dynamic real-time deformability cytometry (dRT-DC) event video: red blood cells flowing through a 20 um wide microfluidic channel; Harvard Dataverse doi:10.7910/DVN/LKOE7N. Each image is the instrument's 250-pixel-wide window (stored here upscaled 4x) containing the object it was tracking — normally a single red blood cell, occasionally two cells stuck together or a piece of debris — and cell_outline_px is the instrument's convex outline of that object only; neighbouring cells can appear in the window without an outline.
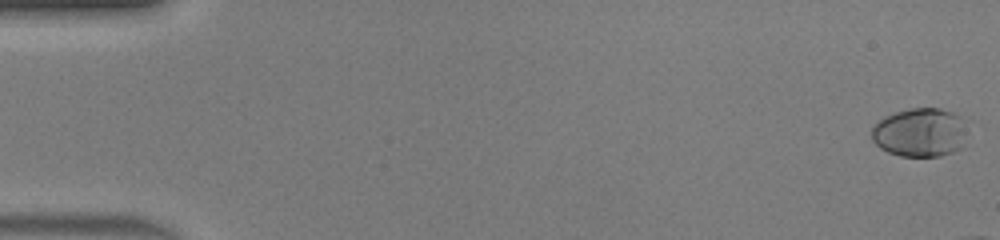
{"species": "human", "species_latin": "Homo sapiens", "temperature_condition": "warm", "stored_images_in_passage": 41, "camera_frame_rate_fps": 3000, "um_per_image_px": 0.085, "donor": {"sex": "male"}, "frame": {"image": 1, "passage_image": 1, "time_ms": 0.0, "image_size_px": [1000, 240], "cell_outline_px": [[960, 148], [952, 152], [940, 156], [900, 156], [888, 152], [880, 148], [872, 140], [872, 128], [884, 116], [908, 108], [940, 108], [952, 112], [960, 116]], "centroid_in_image_um": [78.08, 11.26], "position_along_channel_um": 6.9, "area_um2": 26.36}}
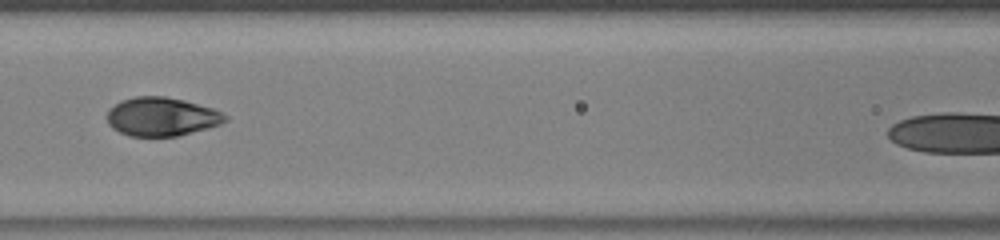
{"frame": {"image": 2, "passage_image": 23, "time_ms": 7.333, "image_size_px": [1000, 240], "cell_outline_px": [[228, 120], [220, 124], [208, 128], [176, 136], [128, 136], [112, 128], [108, 124], [108, 108], [120, 100], [136, 96], [164, 96], [184, 100], [212, 108], [228, 116]], "centroid_in_image_um": [13.72, 9.91], "position_along_channel_um": 152.9, "area_um2": 26.65}}
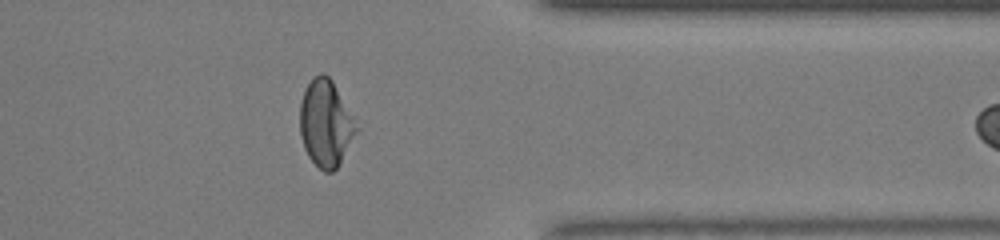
{"frame": {"image": 3, "passage_image": 40, "time_ms": 13.0, "image_size_px": [1000, 240], "cell_outline_px": [[360, 128], [336, 168], [332, 172], [324, 172], [308, 156], [304, 148], [300, 136], [300, 104], [304, 88], [312, 76], [320, 72], [324, 72], [332, 80], [356, 116]], "centroid_in_image_um": [27.71, 10.42], "position_along_channel_um": 383.7, "area_um2": 29.19}}